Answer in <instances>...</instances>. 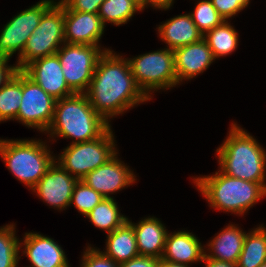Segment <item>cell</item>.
Listing matches in <instances>:
<instances>
[{
	"mask_svg": "<svg viewBox=\"0 0 266 267\" xmlns=\"http://www.w3.org/2000/svg\"><path fill=\"white\" fill-rule=\"evenodd\" d=\"M85 94L108 124L113 116L150 100L137 85L127 58L111 50L100 56Z\"/></svg>",
	"mask_w": 266,
	"mask_h": 267,
	"instance_id": "obj_1",
	"label": "cell"
},
{
	"mask_svg": "<svg viewBox=\"0 0 266 267\" xmlns=\"http://www.w3.org/2000/svg\"><path fill=\"white\" fill-rule=\"evenodd\" d=\"M216 152L222 173L260 183L266 189V151L246 130L232 123L227 138Z\"/></svg>",
	"mask_w": 266,
	"mask_h": 267,
	"instance_id": "obj_2",
	"label": "cell"
},
{
	"mask_svg": "<svg viewBox=\"0 0 266 267\" xmlns=\"http://www.w3.org/2000/svg\"><path fill=\"white\" fill-rule=\"evenodd\" d=\"M110 126L93 109L86 94L75 93L56 100L53 119L46 132L51 138H71L72 143H80L99 138Z\"/></svg>",
	"mask_w": 266,
	"mask_h": 267,
	"instance_id": "obj_3",
	"label": "cell"
},
{
	"mask_svg": "<svg viewBox=\"0 0 266 267\" xmlns=\"http://www.w3.org/2000/svg\"><path fill=\"white\" fill-rule=\"evenodd\" d=\"M193 181L210 207L238 215H244L266 196V189L260 183L234 178L220 170L214 175L195 177Z\"/></svg>",
	"mask_w": 266,
	"mask_h": 267,
	"instance_id": "obj_4",
	"label": "cell"
},
{
	"mask_svg": "<svg viewBox=\"0 0 266 267\" xmlns=\"http://www.w3.org/2000/svg\"><path fill=\"white\" fill-rule=\"evenodd\" d=\"M42 140L0 139V156L10 172L32 189L55 161Z\"/></svg>",
	"mask_w": 266,
	"mask_h": 267,
	"instance_id": "obj_5",
	"label": "cell"
},
{
	"mask_svg": "<svg viewBox=\"0 0 266 267\" xmlns=\"http://www.w3.org/2000/svg\"><path fill=\"white\" fill-rule=\"evenodd\" d=\"M111 126L97 139L71 143L59 154L55 162L77 180H82L89 172L106 164L118 152ZM57 160V161H56Z\"/></svg>",
	"mask_w": 266,
	"mask_h": 267,
	"instance_id": "obj_6",
	"label": "cell"
},
{
	"mask_svg": "<svg viewBox=\"0 0 266 267\" xmlns=\"http://www.w3.org/2000/svg\"><path fill=\"white\" fill-rule=\"evenodd\" d=\"M65 43L64 7L55 2L42 16L39 25L28 38L16 67L23 70L32 61L56 54Z\"/></svg>",
	"mask_w": 266,
	"mask_h": 267,
	"instance_id": "obj_7",
	"label": "cell"
},
{
	"mask_svg": "<svg viewBox=\"0 0 266 267\" xmlns=\"http://www.w3.org/2000/svg\"><path fill=\"white\" fill-rule=\"evenodd\" d=\"M127 60L137 85L149 99H152V91L168 90L178 85L171 49L164 48Z\"/></svg>",
	"mask_w": 266,
	"mask_h": 267,
	"instance_id": "obj_8",
	"label": "cell"
},
{
	"mask_svg": "<svg viewBox=\"0 0 266 267\" xmlns=\"http://www.w3.org/2000/svg\"><path fill=\"white\" fill-rule=\"evenodd\" d=\"M108 50L100 49V46L64 43L56 52L65 80L74 93H86L100 56Z\"/></svg>",
	"mask_w": 266,
	"mask_h": 267,
	"instance_id": "obj_9",
	"label": "cell"
},
{
	"mask_svg": "<svg viewBox=\"0 0 266 267\" xmlns=\"http://www.w3.org/2000/svg\"><path fill=\"white\" fill-rule=\"evenodd\" d=\"M54 0H42L14 16L0 31V56L11 58L16 51L22 55L28 38L39 25L43 14Z\"/></svg>",
	"mask_w": 266,
	"mask_h": 267,
	"instance_id": "obj_10",
	"label": "cell"
},
{
	"mask_svg": "<svg viewBox=\"0 0 266 267\" xmlns=\"http://www.w3.org/2000/svg\"><path fill=\"white\" fill-rule=\"evenodd\" d=\"M55 103L56 99L22 71V98L17 121L46 132L53 119Z\"/></svg>",
	"mask_w": 266,
	"mask_h": 267,
	"instance_id": "obj_11",
	"label": "cell"
},
{
	"mask_svg": "<svg viewBox=\"0 0 266 267\" xmlns=\"http://www.w3.org/2000/svg\"><path fill=\"white\" fill-rule=\"evenodd\" d=\"M78 180L55 161L45 175L31 189L48 205L59 210L71 206L74 185Z\"/></svg>",
	"mask_w": 266,
	"mask_h": 267,
	"instance_id": "obj_12",
	"label": "cell"
},
{
	"mask_svg": "<svg viewBox=\"0 0 266 267\" xmlns=\"http://www.w3.org/2000/svg\"><path fill=\"white\" fill-rule=\"evenodd\" d=\"M22 71L56 100L75 94L65 80L56 54L36 59Z\"/></svg>",
	"mask_w": 266,
	"mask_h": 267,
	"instance_id": "obj_13",
	"label": "cell"
},
{
	"mask_svg": "<svg viewBox=\"0 0 266 267\" xmlns=\"http://www.w3.org/2000/svg\"><path fill=\"white\" fill-rule=\"evenodd\" d=\"M136 176L121 160L117 154L106 164L89 172L81 181L99 192L105 198L136 182Z\"/></svg>",
	"mask_w": 266,
	"mask_h": 267,
	"instance_id": "obj_14",
	"label": "cell"
},
{
	"mask_svg": "<svg viewBox=\"0 0 266 267\" xmlns=\"http://www.w3.org/2000/svg\"><path fill=\"white\" fill-rule=\"evenodd\" d=\"M105 27L98 13L64 9L65 43L99 46Z\"/></svg>",
	"mask_w": 266,
	"mask_h": 267,
	"instance_id": "obj_15",
	"label": "cell"
},
{
	"mask_svg": "<svg viewBox=\"0 0 266 267\" xmlns=\"http://www.w3.org/2000/svg\"><path fill=\"white\" fill-rule=\"evenodd\" d=\"M21 246L29 258L30 267H70L62 247L48 236L27 232Z\"/></svg>",
	"mask_w": 266,
	"mask_h": 267,
	"instance_id": "obj_16",
	"label": "cell"
},
{
	"mask_svg": "<svg viewBox=\"0 0 266 267\" xmlns=\"http://www.w3.org/2000/svg\"><path fill=\"white\" fill-rule=\"evenodd\" d=\"M174 51V62L177 82L191 80L203 73L215 58L207 42L202 38L196 43L176 48Z\"/></svg>",
	"mask_w": 266,
	"mask_h": 267,
	"instance_id": "obj_17",
	"label": "cell"
},
{
	"mask_svg": "<svg viewBox=\"0 0 266 267\" xmlns=\"http://www.w3.org/2000/svg\"><path fill=\"white\" fill-rule=\"evenodd\" d=\"M204 256L205 249L194 234L185 230L167 233L161 259L190 266L188 264L202 262Z\"/></svg>",
	"mask_w": 266,
	"mask_h": 267,
	"instance_id": "obj_18",
	"label": "cell"
},
{
	"mask_svg": "<svg viewBox=\"0 0 266 267\" xmlns=\"http://www.w3.org/2000/svg\"><path fill=\"white\" fill-rule=\"evenodd\" d=\"M127 221L132 225L140 256H150L160 259L164 252L166 227L156 217H146L137 224Z\"/></svg>",
	"mask_w": 266,
	"mask_h": 267,
	"instance_id": "obj_19",
	"label": "cell"
},
{
	"mask_svg": "<svg viewBox=\"0 0 266 267\" xmlns=\"http://www.w3.org/2000/svg\"><path fill=\"white\" fill-rule=\"evenodd\" d=\"M158 33L171 50L196 43L203 38L189 13L175 16L159 25Z\"/></svg>",
	"mask_w": 266,
	"mask_h": 267,
	"instance_id": "obj_20",
	"label": "cell"
},
{
	"mask_svg": "<svg viewBox=\"0 0 266 267\" xmlns=\"http://www.w3.org/2000/svg\"><path fill=\"white\" fill-rule=\"evenodd\" d=\"M246 232L234 224L226 226L207 244L204 257L236 264L244 244Z\"/></svg>",
	"mask_w": 266,
	"mask_h": 267,
	"instance_id": "obj_21",
	"label": "cell"
},
{
	"mask_svg": "<svg viewBox=\"0 0 266 267\" xmlns=\"http://www.w3.org/2000/svg\"><path fill=\"white\" fill-rule=\"evenodd\" d=\"M106 251L103 253L121 264L139 256L132 225L126 221L121 227L107 234Z\"/></svg>",
	"mask_w": 266,
	"mask_h": 267,
	"instance_id": "obj_22",
	"label": "cell"
},
{
	"mask_svg": "<svg viewBox=\"0 0 266 267\" xmlns=\"http://www.w3.org/2000/svg\"><path fill=\"white\" fill-rule=\"evenodd\" d=\"M266 262V228L263 224L246 234L236 267H259Z\"/></svg>",
	"mask_w": 266,
	"mask_h": 267,
	"instance_id": "obj_23",
	"label": "cell"
},
{
	"mask_svg": "<svg viewBox=\"0 0 266 267\" xmlns=\"http://www.w3.org/2000/svg\"><path fill=\"white\" fill-rule=\"evenodd\" d=\"M85 217L95 227L104 230L107 234L121 227L128 219L120 214L117 202L113 197L104 198Z\"/></svg>",
	"mask_w": 266,
	"mask_h": 267,
	"instance_id": "obj_24",
	"label": "cell"
},
{
	"mask_svg": "<svg viewBox=\"0 0 266 267\" xmlns=\"http://www.w3.org/2000/svg\"><path fill=\"white\" fill-rule=\"evenodd\" d=\"M238 37L237 31L226 20L203 35L215 59L234 52L238 46Z\"/></svg>",
	"mask_w": 266,
	"mask_h": 267,
	"instance_id": "obj_25",
	"label": "cell"
},
{
	"mask_svg": "<svg viewBox=\"0 0 266 267\" xmlns=\"http://www.w3.org/2000/svg\"><path fill=\"white\" fill-rule=\"evenodd\" d=\"M22 98V70H18L0 89V122L16 120Z\"/></svg>",
	"mask_w": 266,
	"mask_h": 267,
	"instance_id": "obj_26",
	"label": "cell"
},
{
	"mask_svg": "<svg viewBox=\"0 0 266 267\" xmlns=\"http://www.w3.org/2000/svg\"><path fill=\"white\" fill-rule=\"evenodd\" d=\"M136 11H142V7L134 0H104L98 15L104 25L108 22L120 26L126 24Z\"/></svg>",
	"mask_w": 266,
	"mask_h": 267,
	"instance_id": "obj_27",
	"label": "cell"
},
{
	"mask_svg": "<svg viewBox=\"0 0 266 267\" xmlns=\"http://www.w3.org/2000/svg\"><path fill=\"white\" fill-rule=\"evenodd\" d=\"M12 224L0 227V267H18L20 260V240Z\"/></svg>",
	"mask_w": 266,
	"mask_h": 267,
	"instance_id": "obj_28",
	"label": "cell"
},
{
	"mask_svg": "<svg viewBox=\"0 0 266 267\" xmlns=\"http://www.w3.org/2000/svg\"><path fill=\"white\" fill-rule=\"evenodd\" d=\"M189 14L203 35L225 21L215 9L211 0H199L194 12Z\"/></svg>",
	"mask_w": 266,
	"mask_h": 267,
	"instance_id": "obj_29",
	"label": "cell"
},
{
	"mask_svg": "<svg viewBox=\"0 0 266 267\" xmlns=\"http://www.w3.org/2000/svg\"><path fill=\"white\" fill-rule=\"evenodd\" d=\"M104 198L99 192L78 180L74 185L70 204H74V207L86 216Z\"/></svg>",
	"mask_w": 266,
	"mask_h": 267,
	"instance_id": "obj_30",
	"label": "cell"
},
{
	"mask_svg": "<svg viewBox=\"0 0 266 267\" xmlns=\"http://www.w3.org/2000/svg\"><path fill=\"white\" fill-rule=\"evenodd\" d=\"M80 267H120V264L105 255L103 251L89 245L84 251Z\"/></svg>",
	"mask_w": 266,
	"mask_h": 267,
	"instance_id": "obj_31",
	"label": "cell"
},
{
	"mask_svg": "<svg viewBox=\"0 0 266 267\" xmlns=\"http://www.w3.org/2000/svg\"><path fill=\"white\" fill-rule=\"evenodd\" d=\"M218 13L228 21V19L241 12L249 5L250 0H211Z\"/></svg>",
	"mask_w": 266,
	"mask_h": 267,
	"instance_id": "obj_32",
	"label": "cell"
},
{
	"mask_svg": "<svg viewBox=\"0 0 266 267\" xmlns=\"http://www.w3.org/2000/svg\"><path fill=\"white\" fill-rule=\"evenodd\" d=\"M104 0H60L64 9L84 13H98Z\"/></svg>",
	"mask_w": 266,
	"mask_h": 267,
	"instance_id": "obj_33",
	"label": "cell"
},
{
	"mask_svg": "<svg viewBox=\"0 0 266 267\" xmlns=\"http://www.w3.org/2000/svg\"><path fill=\"white\" fill-rule=\"evenodd\" d=\"M159 259L150 256H138L127 262L121 263L120 267H158Z\"/></svg>",
	"mask_w": 266,
	"mask_h": 267,
	"instance_id": "obj_34",
	"label": "cell"
},
{
	"mask_svg": "<svg viewBox=\"0 0 266 267\" xmlns=\"http://www.w3.org/2000/svg\"><path fill=\"white\" fill-rule=\"evenodd\" d=\"M9 60H10V58L0 56V89L18 71L16 65H14V66L7 65Z\"/></svg>",
	"mask_w": 266,
	"mask_h": 267,
	"instance_id": "obj_35",
	"label": "cell"
},
{
	"mask_svg": "<svg viewBox=\"0 0 266 267\" xmlns=\"http://www.w3.org/2000/svg\"><path fill=\"white\" fill-rule=\"evenodd\" d=\"M173 2L174 0H145V7L149 4L155 9L168 10L172 6Z\"/></svg>",
	"mask_w": 266,
	"mask_h": 267,
	"instance_id": "obj_36",
	"label": "cell"
},
{
	"mask_svg": "<svg viewBox=\"0 0 266 267\" xmlns=\"http://www.w3.org/2000/svg\"><path fill=\"white\" fill-rule=\"evenodd\" d=\"M205 267H236V264L204 257Z\"/></svg>",
	"mask_w": 266,
	"mask_h": 267,
	"instance_id": "obj_37",
	"label": "cell"
},
{
	"mask_svg": "<svg viewBox=\"0 0 266 267\" xmlns=\"http://www.w3.org/2000/svg\"><path fill=\"white\" fill-rule=\"evenodd\" d=\"M158 267H190V266L178 264L175 262L166 261V260L160 258Z\"/></svg>",
	"mask_w": 266,
	"mask_h": 267,
	"instance_id": "obj_38",
	"label": "cell"
},
{
	"mask_svg": "<svg viewBox=\"0 0 266 267\" xmlns=\"http://www.w3.org/2000/svg\"><path fill=\"white\" fill-rule=\"evenodd\" d=\"M136 3H138L141 7L142 10L145 8V0H134Z\"/></svg>",
	"mask_w": 266,
	"mask_h": 267,
	"instance_id": "obj_39",
	"label": "cell"
},
{
	"mask_svg": "<svg viewBox=\"0 0 266 267\" xmlns=\"http://www.w3.org/2000/svg\"><path fill=\"white\" fill-rule=\"evenodd\" d=\"M259 267H266V262L262 263Z\"/></svg>",
	"mask_w": 266,
	"mask_h": 267,
	"instance_id": "obj_40",
	"label": "cell"
}]
</instances>
